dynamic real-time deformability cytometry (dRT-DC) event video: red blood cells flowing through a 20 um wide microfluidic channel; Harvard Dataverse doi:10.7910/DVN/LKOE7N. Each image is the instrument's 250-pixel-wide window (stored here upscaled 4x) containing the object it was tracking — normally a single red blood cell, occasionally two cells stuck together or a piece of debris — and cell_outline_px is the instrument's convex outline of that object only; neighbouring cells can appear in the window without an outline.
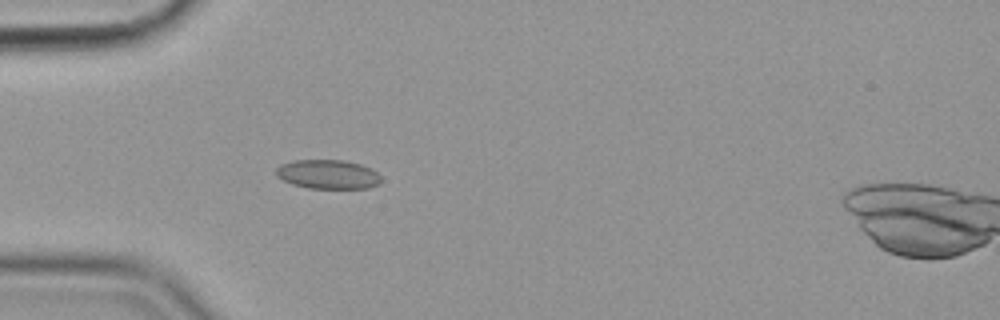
{"species": "common noctule bat (a hibernating species)", "species_latin": "Nyctalus noctula", "temperature_condition": "cold", "stored_images_in_passage": 40, "camera_frame_rate_fps": 3000, "um_per_image_px": 0.085, "animal": {"sex": "female", "body_mass_g": 19.9}, "frame": {"image": 1, "passage_image": 1, "time_ms": 0.0, "image_size_px": [1000, 320], "cell_outline_px": [[380, 184], [368, 188], [308, 188], [292, 184], [276, 176], [276, 168], [280, 164], [296, 160], [344, 160], [360, 164], [376, 172], [380, 176]], "centroid_in_image_um": [27.85, 14.82], "position_along_channel_um": 57.1, "area_um2": 17.74}}
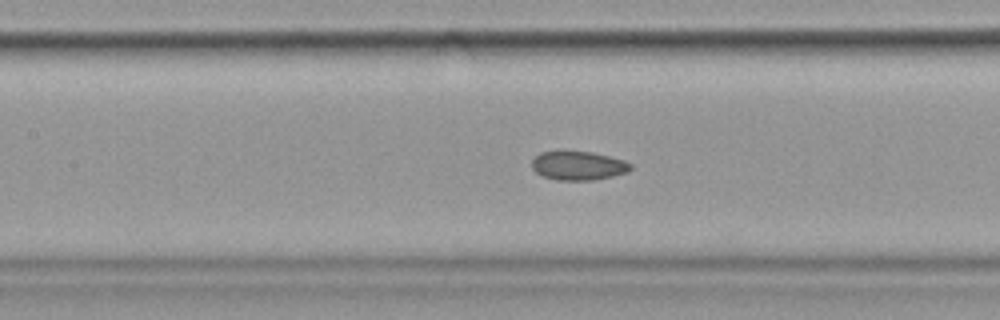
{"frame": {"image": 2, "passage_image": 10, "time_ms": 3.0, "image_size_px": [1000, 320], "cell_outline_px": [[632, 168], [628, 172], [612, 176], [592, 180], [556, 180], [544, 176], [536, 172], [532, 168], [532, 160], [540, 152], [592, 152], [624, 160], [632, 164]], "centroid_in_image_um": [49.17, 14.09], "position_along_channel_um": 158.2, "area_um2": 16.42}}
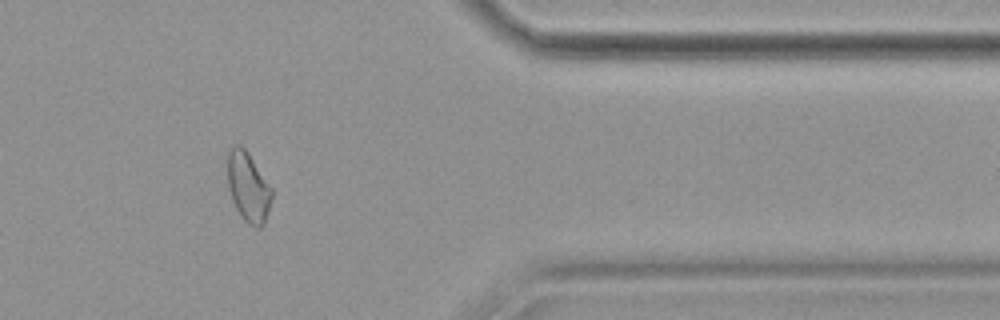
{"frame": {"image": 3, "passage_image": 31, "time_ms": 10.0, "image_size_px": [1000, 320], "cell_outline_px": [[272, 196], [268, 212], [264, 224], [260, 228], [256, 228], [248, 224], [244, 220], [236, 208], [232, 200], [228, 188], [228, 152], [236, 144], [240, 144], [248, 152], [272, 188]], "centroid_in_image_um": [21.1, 15.91], "position_along_channel_um": 390.3, "area_um2": 17.92}, "authors_computed_cell_mechanics": {"area_um2": 16.7042, "velocity_mm_per_s": 3.5721, "shape_relaxation_time_tau1_ms": null, "shape_relaxation_time_tau2_ms": 2.9894, "deformation_change_tau1": null, "deformation_change_tau2": 0.0786}}